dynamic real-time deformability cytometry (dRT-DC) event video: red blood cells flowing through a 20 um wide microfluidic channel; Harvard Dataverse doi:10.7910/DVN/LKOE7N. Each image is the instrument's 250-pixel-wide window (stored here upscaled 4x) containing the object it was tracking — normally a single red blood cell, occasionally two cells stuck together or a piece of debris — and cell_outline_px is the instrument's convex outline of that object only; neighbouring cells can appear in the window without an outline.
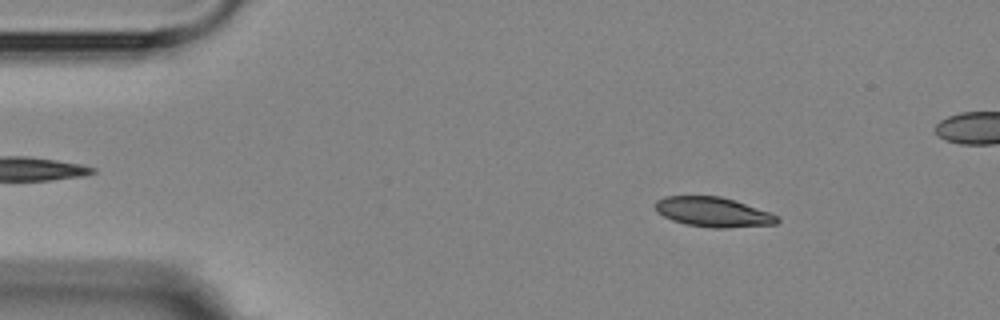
{"species": "Egyptian fruit bat (a non-hibernating species)", "species_latin": "Rousettus aegyptiacus", "temperature_condition": "room temperature", "stored_images_in_passage": 4, "camera_frame_rate_fps": 3000, "um_per_image_px": 0.085, "animal": {"sex": "female"}, "frame": {"image": 1, "passage_image": 1, "time_ms": 0.0, "image_size_px": [1000, 320], "cell_outline_px": [[780, 220], [776, 224], [728, 228], [712, 228], [684, 224], [672, 220], [656, 212], [652, 204], [656, 200], [664, 196], [720, 196], [768, 212], [776, 216]], "centroid_in_image_um": [60.53, 18.03], "position_along_channel_um": 24.5, "area_um2": 21.1}}